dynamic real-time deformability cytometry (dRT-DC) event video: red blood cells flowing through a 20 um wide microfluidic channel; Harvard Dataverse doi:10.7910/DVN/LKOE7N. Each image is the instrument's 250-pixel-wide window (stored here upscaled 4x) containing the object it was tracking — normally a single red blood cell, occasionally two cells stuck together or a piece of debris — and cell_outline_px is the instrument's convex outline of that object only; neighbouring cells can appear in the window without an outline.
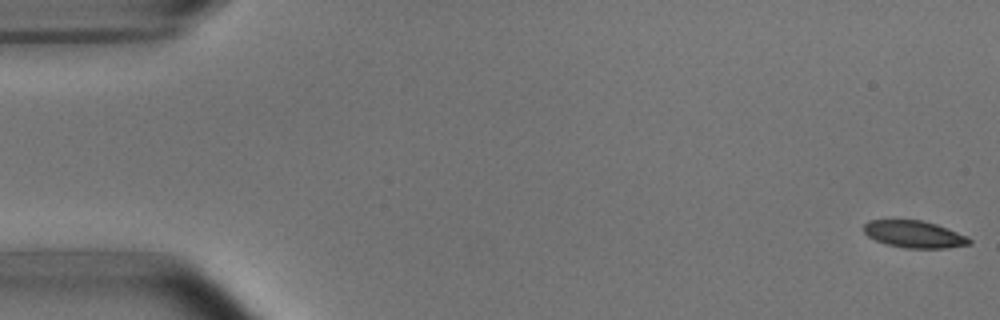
{"species": "common noctule bat (a hibernating species)", "species_latin": "Nyctalus noctula", "temperature_condition": "room temperature", "stored_images_in_passage": 5, "camera_frame_rate_fps": 3000, "um_per_image_px": 0.085, "animal": {"sex": "male", "body_mass_g": 15.6}, "frame": {"image": 1, "passage_image": 1, "time_ms": 0.0, "image_size_px": [1000, 320], "cell_outline_px": [[972, 244], [944, 248], [904, 248], [888, 244], [876, 240], [868, 236], [864, 232], [864, 224], [868, 220], [920, 220], [936, 224], [948, 228], [968, 236], [972, 240]], "centroid_in_image_um": [77.74, 19.91], "position_along_channel_um": 7.3, "area_um2": 16.65}}
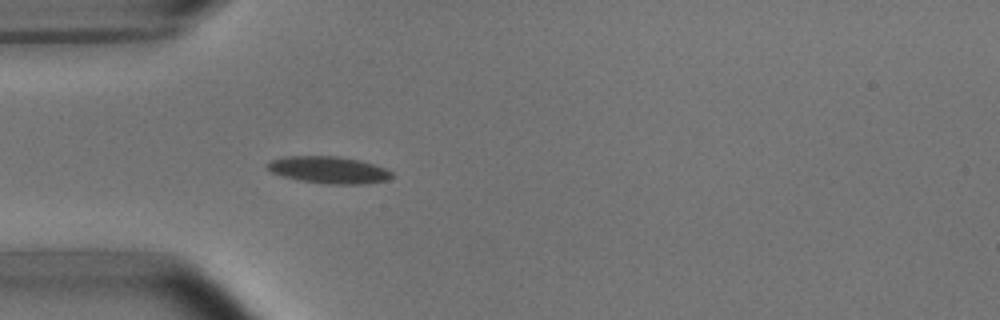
{"frame": {"image": 2, "passage_image": 5, "time_ms": 5.0, "image_size_px": [1000, 320], "cell_outline_px": [[392, 176], [388, 180], [364, 184], [328, 184], [300, 180], [284, 176], [272, 172], [264, 164], [268, 160], [288, 156], [340, 156], [360, 160], [384, 168], [392, 172]], "centroid_in_image_um": [27.92, 14.43], "position_along_channel_um": 57.1, "area_um2": 19.54}}